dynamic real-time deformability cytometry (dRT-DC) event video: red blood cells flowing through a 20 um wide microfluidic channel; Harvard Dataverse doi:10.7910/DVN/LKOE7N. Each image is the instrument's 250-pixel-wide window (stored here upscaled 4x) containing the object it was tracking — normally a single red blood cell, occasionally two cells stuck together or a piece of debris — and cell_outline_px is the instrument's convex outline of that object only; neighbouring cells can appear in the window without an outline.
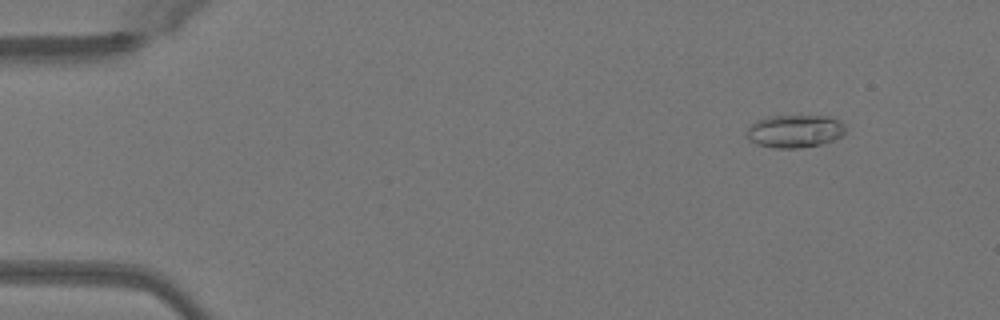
{"species": "Egyptian fruit bat (a non-hibernating species)", "species_latin": "Rousettus aegyptiacus", "temperature_condition": "warm", "stored_images_in_passage": 15, "camera_frame_rate_fps": 3000, "um_per_image_px": 0.085, "animal": {"sex": "female"}, "frame": {"image": 1, "passage_image": 5, "time_ms": 1.333, "image_size_px": [1000, 320], "cell_outline_px": [[844, 132], [840, 136], [824, 144], [800, 148], [772, 148], [756, 144], [748, 140], [748, 128], [756, 120], [768, 116], [832, 116], [840, 120], [844, 124]], "centroid_in_image_um": [67.56, 11.15], "position_along_channel_um": 17.4, "area_um2": 19.02}}